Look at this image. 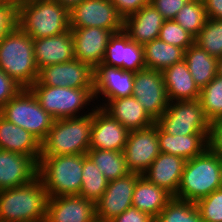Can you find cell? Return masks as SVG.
I'll return each mask as SVG.
<instances>
[{"label":"cell","instance_id":"cell-38","mask_svg":"<svg viewBox=\"0 0 222 222\" xmlns=\"http://www.w3.org/2000/svg\"><path fill=\"white\" fill-rule=\"evenodd\" d=\"M204 222H222V187L195 202Z\"/></svg>","mask_w":222,"mask_h":222},{"label":"cell","instance_id":"cell-46","mask_svg":"<svg viewBox=\"0 0 222 222\" xmlns=\"http://www.w3.org/2000/svg\"><path fill=\"white\" fill-rule=\"evenodd\" d=\"M0 4L10 5L19 10L24 5V0H0Z\"/></svg>","mask_w":222,"mask_h":222},{"label":"cell","instance_id":"cell-27","mask_svg":"<svg viewBox=\"0 0 222 222\" xmlns=\"http://www.w3.org/2000/svg\"><path fill=\"white\" fill-rule=\"evenodd\" d=\"M162 75L170 102L199 98L200 89L193 80L185 60L164 69Z\"/></svg>","mask_w":222,"mask_h":222},{"label":"cell","instance_id":"cell-42","mask_svg":"<svg viewBox=\"0 0 222 222\" xmlns=\"http://www.w3.org/2000/svg\"><path fill=\"white\" fill-rule=\"evenodd\" d=\"M208 148L222 159V118L210 123Z\"/></svg>","mask_w":222,"mask_h":222},{"label":"cell","instance_id":"cell-3","mask_svg":"<svg viewBox=\"0 0 222 222\" xmlns=\"http://www.w3.org/2000/svg\"><path fill=\"white\" fill-rule=\"evenodd\" d=\"M222 187V159L207 148L187 160L181 176L177 199L196 202Z\"/></svg>","mask_w":222,"mask_h":222},{"label":"cell","instance_id":"cell-11","mask_svg":"<svg viewBox=\"0 0 222 222\" xmlns=\"http://www.w3.org/2000/svg\"><path fill=\"white\" fill-rule=\"evenodd\" d=\"M132 96L156 122L166 111L170 102L162 71L143 69L135 72Z\"/></svg>","mask_w":222,"mask_h":222},{"label":"cell","instance_id":"cell-7","mask_svg":"<svg viewBox=\"0 0 222 222\" xmlns=\"http://www.w3.org/2000/svg\"><path fill=\"white\" fill-rule=\"evenodd\" d=\"M0 114L30 132L41 143L46 139L54 121L29 88H22L0 109Z\"/></svg>","mask_w":222,"mask_h":222},{"label":"cell","instance_id":"cell-33","mask_svg":"<svg viewBox=\"0 0 222 222\" xmlns=\"http://www.w3.org/2000/svg\"><path fill=\"white\" fill-rule=\"evenodd\" d=\"M155 222H204L195 202L173 197L159 213Z\"/></svg>","mask_w":222,"mask_h":222},{"label":"cell","instance_id":"cell-6","mask_svg":"<svg viewBox=\"0 0 222 222\" xmlns=\"http://www.w3.org/2000/svg\"><path fill=\"white\" fill-rule=\"evenodd\" d=\"M83 154L41 156L38 176L48 197L79 195L82 185Z\"/></svg>","mask_w":222,"mask_h":222},{"label":"cell","instance_id":"cell-41","mask_svg":"<svg viewBox=\"0 0 222 222\" xmlns=\"http://www.w3.org/2000/svg\"><path fill=\"white\" fill-rule=\"evenodd\" d=\"M21 89L18 83L0 69V109Z\"/></svg>","mask_w":222,"mask_h":222},{"label":"cell","instance_id":"cell-28","mask_svg":"<svg viewBox=\"0 0 222 222\" xmlns=\"http://www.w3.org/2000/svg\"><path fill=\"white\" fill-rule=\"evenodd\" d=\"M172 198L164 188L141 176L133 191L132 206L156 219Z\"/></svg>","mask_w":222,"mask_h":222},{"label":"cell","instance_id":"cell-18","mask_svg":"<svg viewBox=\"0 0 222 222\" xmlns=\"http://www.w3.org/2000/svg\"><path fill=\"white\" fill-rule=\"evenodd\" d=\"M93 108L90 149L123 151L129 131L102 108Z\"/></svg>","mask_w":222,"mask_h":222},{"label":"cell","instance_id":"cell-34","mask_svg":"<svg viewBox=\"0 0 222 222\" xmlns=\"http://www.w3.org/2000/svg\"><path fill=\"white\" fill-rule=\"evenodd\" d=\"M207 19L204 2L190 0L178 11L173 20L195 38Z\"/></svg>","mask_w":222,"mask_h":222},{"label":"cell","instance_id":"cell-17","mask_svg":"<svg viewBox=\"0 0 222 222\" xmlns=\"http://www.w3.org/2000/svg\"><path fill=\"white\" fill-rule=\"evenodd\" d=\"M102 63L134 72L146 69L144 47L131 40L124 30L113 33Z\"/></svg>","mask_w":222,"mask_h":222},{"label":"cell","instance_id":"cell-43","mask_svg":"<svg viewBox=\"0 0 222 222\" xmlns=\"http://www.w3.org/2000/svg\"><path fill=\"white\" fill-rule=\"evenodd\" d=\"M118 14L125 19L129 15L138 12L143 6L149 5L151 0H110Z\"/></svg>","mask_w":222,"mask_h":222},{"label":"cell","instance_id":"cell-2","mask_svg":"<svg viewBox=\"0 0 222 222\" xmlns=\"http://www.w3.org/2000/svg\"><path fill=\"white\" fill-rule=\"evenodd\" d=\"M0 69L22 88L38 80L33 39L18 25L0 41Z\"/></svg>","mask_w":222,"mask_h":222},{"label":"cell","instance_id":"cell-47","mask_svg":"<svg viewBox=\"0 0 222 222\" xmlns=\"http://www.w3.org/2000/svg\"><path fill=\"white\" fill-rule=\"evenodd\" d=\"M55 1L59 2L62 6L70 10L72 7H74L78 3L83 2L84 0H55Z\"/></svg>","mask_w":222,"mask_h":222},{"label":"cell","instance_id":"cell-24","mask_svg":"<svg viewBox=\"0 0 222 222\" xmlns=\"http://www.w3.org/2000/svg\"><path fill=\"white\" fill-rule=\"evenodd\" d=\"M103 104L99 107L128 131L144 129L155 123L134 96L112 99Z\"/></svg>","mask_w":222,"mask_h":222},{"label":"cell","instance_id":"cell-19","mask_svg":"<svg viewBox=\"0 0 222 222\" xmlns=\"http://www.w3.org/2000/svg\"><path fill=\"white\" fill-rule=\"evenodd\" d=\"M74 40V57L93 69L102 63L113 31L98 27L71 29Z\"/></svg>","mask_w":222,"mask_h":222},{"label":"cell","instance_id":"cell-22","mask_svg":"<svg viewBox=\"0 0 222 222\" xmlns=\"http://www.w3.org/2000/svg\"><path fill=\"white\" fill-rule=\"evenodd\" d=\"M186 160L182 157L160 153L142 175L149 182L164 188L173 197L177 194Z\"/></svg>","mask_w":222,"mask_h":222},{"label":"cell","instance_id":"cell-30","mask_svg":"<svg viewBox=\"0 0 222 222\" xmlns=\"http://www.w3.org/2000/svg\"><path fill=\"white\" fill-rule=\"evenodd\" d=\"M144 62L146 69L163 71L185 57V50L156 38L144 46Z\"/></svg>","mask_w":222,"mask_h":222},{"label":"cell","instance_id":"cell-31","mask_svg":"<svg viewBox=\"0 0 222 222\" xmlns=\"http://www.w3.org/2000/svg\"><path fill=\"white\" fill-rule=\"evenodd\" d=\"M87 155L109 181L129 173L123 151L89 149Z\"/></svg>","mask_w":222,"mask_h":222},{"label":"cell","instance_id":"cell-21","mask_svg":"<svg viewBox=\"0 0 222 222\" xmlns=\"http://www.w3.org/2000/svg\"><path fill=\"white\" fill-rule=\"evenodd\" d=\"M33 44L38 70L45 66L66 63L75 59L71 29L56 36L33 39Z\"/></svg>","mask_w":222,"mask_h":222},{"label":"cell","instance_id":"cell-13","mask_svg":"<svg viewBox=\"0 0 222 222\" xmlns=\"http://www.w3.org/2000/svg\"><path fill=\"white\" fill-rule=\"evenodd\" d=\"M142 175L129 172L109 181L101 198L96 202L97 221L110 222L132 206L133 191Z\"/></svg>","mask_w":222,"mask_h":222},{"label":"cell","instance_id":"cell-23","mask_svg":"<svg viewBox=\"0 0 222 222\" xmlns=\"http://www.w3.org/2000/svg\"><path fill=\"white\" fill-rule=\"evenodd\" d=\"M165 19L151 4L143 6L138 12L126 17L123 30L131 40L144 46L158 38Z\"/></svg>","mask_w":222,"mask_h":222},{"label":"cell","instance_id":"cell-49","mask_svg":"<svg viewBox=\"0 0 222 222\" xmlns=\"http://www.w3.org/2000/svg\"><path fill=\"white\" fill-rule=\"evenodd\" d=\"M30 1H34V0H24V4Z\"/></svg>","mask_w":222,"mask_h":222},{"label":"cell","instance_id":"cell-26","mask_svg":"<svg viewBox=\"0 0 222 222\" xmlns=\"http://www.w3.org/2000/svg\"><path fill=\"white\" fill-rule=\"evenodd\" d=\"M158 144L161 153L176 155L190 160L208 148L209 134L171 135L157 124Z\"/></svg>","mask_w":222,"mask_h":222},{"label":"cell","instance_id":"cell-36","mask_svg":"<svg viewBox=\"0 0 222 222\" xmlns=\"http://www.w3.org/2000/svg\"><path fill=\"white\" fill-rule=\"evenodd\" d=\"M194 43L211 56L222 57V20L208 18Z\"/></svg>","mask_w":222,"mask_h":222},{"label":"cell","instance_id":"cell-10","mask_svg":"<svg viewBox=\"0 0 222 222\" xmlns=\"http://www.w3.org/2000/svg\"><path fill=\"white\" fill-rule=\"evenodd\" d=\"M70 29L98 27L117 33L124 19L110 0H84L69 10Z\"/></svg>","mask_w":222,"mask_h":222},{"label":"cell","instance_id":"cell-29","mask_svg":"<svg viewBox=\"0 0 222 222\" xmlns=\"http://www.w3.org/2000/svg\"><path fill=\"white\" fill-rule=\"evenodd\" d=\"M184 60L198 88L201 90L217 75V58L193 43L186 51Z\"/></svg>","mask_w":222,"mask_h":222},{"label":"cell","instance_id":"cell-44","mask_svg":"<svg viewBox=\"0 0 222 222\" xmlns=\"http://www.w3.org/2000/svg\"><path fill=\"white\" fill-rule=\"evenodd\" d=\"M110 222H155V219L149 214L131 206Z\"/></svg>","mask_w":222,"mask_h":222},{"label":"cell","instance_id":"cell-8","mask_svg":"<svg viewBox=\"0 0 222 222\" xmlns=\"http://www.w3.org/2000/svg\"><path fill=\"white\" fill-rule=\"evenodd\" d=\"M29 89L54 120L80 117L79 110L94 101L93 88L52 87L37 80Z\"/></svg>","mask_w":222,"mask_h":222},{"label":"cell","instance_id":"cell-45","mask_svg":"<svg viewBox=\"0 0 222 222\" xmlns=\"http://www.w3.org/2000/svg\"><path fill=\"white\" fill-rule=\"evenodd\" d=\"M203 2L208 18L222 20V0H204Z\"/></svg>","mask_w":222,"mask_h":222},{"label":"cell","instance_id":"cell-40","mask_svg":"<svg viewBox=\"0 0 222 222\" xmlns=\"http://www.w3.org/2000/svg\"><path fill=\"white\" fill-rule=\"evenodd\" d=\"M188 1L190 0H151L150 4L158 10L165 20H173Z\"/></svg>","mask_w":222,"mask_h":222},{"label":"cell","instance_id":"cell-32","mask_svg":"<svg viewBox=\"0 0 222 222\" xmlns=\"http://www.w3.org/2000/svg\"><path fill=\"white\" fill-rule=\"evenodd\" d=\"M109 180L100 172L92 159L83 154L82 185L79 195L97 202L105 192Z\"/></svg>","mask_w":222,"mask_h":222},{"label":"cell","instance_id":"cell-35","mask_svg":"<svg viewBox=\"0 0 222 222\" xmlns=\"http://www.w3.org/2000/svg\"><path fill=\"white\" fill-rule=\"evenodd\" d=\"M198 100L210 122L222 118V77L216 75L202 88Z\"/></svg>","mask_w":222,"mask_h":222},{"label":"cell","instance_id":"cell-16","mask_svg":"<svg viewBox=\"0 0 222 222\" xmlns=\"http://www.w3.org/2000/svg\"><path fill=\"white\" fill-rule=\"evenodd\" d=\"M134 71L123 70L114 66L100 63L94 68L93 96L94 99L104 95L105 102L130 97L133 94Z\"/></svg>","mask_w":222,"mask_h":222},{"label":"cell","instance_id":"cell-48","mask_svg":"<svg viewBox=\"0 0 222 222\" xmlns=\"http://www.w3.org/2000/svg\"><path fill=\"white\" fill-rule=\"evenodd\" d=\"M217 75L222 77V57L217 58Z\"/></svg>","mask_w":222,"mask_h":222},{"label":"cell","instance_id":"cell-9","mask_svg":"<svg viewBox=\"0 0 222 222\" xmlns=\"http://www.w3.org/2000/svg\"><path fill=\"white\" fill-rule=\"evenodd\" d=\"M173 136L209 134L210 121L206 118L198 99L169 102L166 111L156 121Z\"/></svg>","mask_w":222,"mask_h":222},{"label":"cell","instance_id":"cell-14","mask_svg":"<svg viewBox=\"0 0 222 222\" xmlns=\"http://www.w3.org/2000/svg\"><path fill=\"white\" fill-rule=\"evenodd\" d=\"M93 75L89 64L74 59L41 68L38 81L52 87L93 88Z\"/></svg>","mask_w":222,"mask_h":222},{"label":"cell","instance_id":"cell-12","mask_svg":"<svg viewBox=\"0 0 222 222\" xmlns=\"http://www.w3.org/2000/svg\"><path fill=\"white\" fill-rule=\"evenodd\" d=\"M123 153L128 171L143 175L161 153L157 123L144 129L129 131Z\"/></svg>","mask_w":222,"mask_h":222},{"label":"cell","instance_id":"cell-4","mask_svg":"<svg viewBox=\"0 0 222 222\" xmlns=\"http://www.w3.org/2000/svg\"><path fill=\"white\" fill-rule=\"evenodd\" d=\"M93 125V109L80 117L56 119L41 143V156L87 154Z\"/></svg>","mask_w":222,"mask_h":222},{"label":"cell","instance_id":"cell-5","mask_svg":"<svg viewBox=\"0 0 222 222\" xmlns=\"http://www.w3.org/2000/svg\"><path fill=\"white\" fill-rule=\"evenodd\" d=\"M17 25L32 39L47 38L70 29L69 9L55 0H34L18 10Z\"/></svg>","mask_w":222,"mask_h":222},{"label":"cell","instance_id":"cell-15","mask_svg":"<svg viewBox=\"0 0 222 222\" xmlns=\"http://www.w3.org/2000/svg\"><path fill=\"white\" fill-rule=\"evenodd\" d=\"M96 203L81 195L48 197L45 222H95Z\"/></svg>","mask_w":222,"mask_h":222},{"label":"cell","instance_id":"cell-37","mask_svg":"<svg viewBox=\"0 0 222 222\" xmlns=\"http://www.w3.org/2000/svg\"><path fill=\"white\" fill-rule=\"evenodd\" d=\"M158 38L185 51L194 43L195 39L174 20L164 21Z\"/></svg>","mask_w":222,"mask_h":222},{"label":"cell","instance_id":"cell-20","mask_svg":"<svg viewBox=\"0 0 222 222\" xmlns=\"http://www.w3.org/2000/svg\"><path fill=\"white\" fill-rule=\"evenodd\" d=\"M38 176V163L30 156L0 149V191L29 183Z\"/></svg>","mask_w":222,"mask_h":222},{"label":"cell","instance_id":"cell-1","mask_svg":"<svg viewBox=\"0 0 222 222\" xmlns=\"http://www.w3.org/2000/svg\"><path fill=\"white\" fill-rule=\"evenodd\" d=\"M48 194L40 177L27 184L0 191V220L44 222Z\"/></svg>","mask_w":222,"mask_h":222},{"label":"cell","instance_id":"cell-39","mask_svg":"<svg viewBox=\"0 0 222 222\" xmlns=\"http://www.w3.org/2000/svg\"><path fill=\"white\" fill-rule=\"evenodd\" d=\"M18 10L13 6L0 4V41L17 26Z\"/></svg>","mask_w":222,"mask_h":222},{"label":"cell","instance_id":"cell-25","mask_svg":"<svg viewBox=\"0 0 222 222\" xmlns=\"http://www.w3.org/2000/svg\"><path fill=\"white\" fill-rule=\"evenodd\" d=\"M0 149L32 157H41V142L24 128L13 124L0 114Z\"/></svg>","mask_w":222,"mask_h":222}]
</instances>
